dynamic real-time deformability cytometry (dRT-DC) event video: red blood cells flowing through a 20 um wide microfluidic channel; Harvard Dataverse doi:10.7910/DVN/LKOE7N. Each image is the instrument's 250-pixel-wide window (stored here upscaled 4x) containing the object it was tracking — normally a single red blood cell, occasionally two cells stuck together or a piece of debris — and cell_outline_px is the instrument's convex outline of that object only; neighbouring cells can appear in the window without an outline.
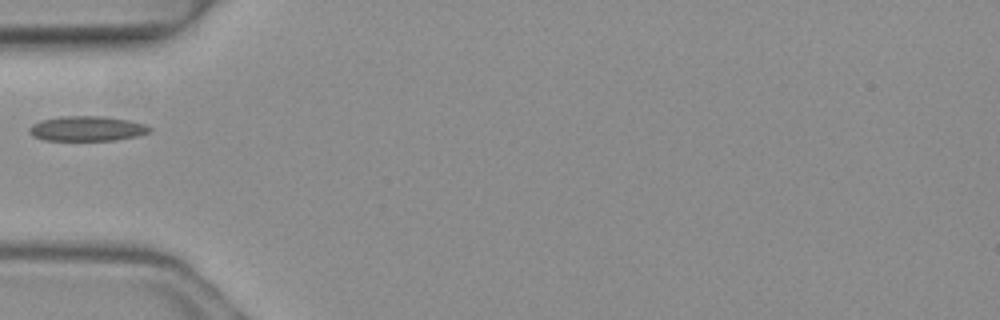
{"species": "common noctule bat (a hibernating species)", "species_latin": "Nyctalus noctula", "temperature_condition": "warm", "stored_images_in_passage": 1, "camera_frame_rate_fps": 3000, "um_per_image_px": 0.085, "animal": {"sex": "female", "body_mass_g": 19.3, "forearm_length_mm": 54.1}, "frame": {"image": 1, "passage_image": 1, "time_ms": 0.0, "image_size_px": [1000, 320], "cell_outline_px": [[152, 128], [148, 132], [136, 136], [116, 140], [44, 140], [32, 136], [28, 132], [28, 128], [32, 124], [40, 120], [60, 116], [104, 116], [128, 120], [148, 124]], "centroid_in_image_um": [7.37, 10.92], "position_along_channel_um": 77.6, "area_um2": 17.63}}